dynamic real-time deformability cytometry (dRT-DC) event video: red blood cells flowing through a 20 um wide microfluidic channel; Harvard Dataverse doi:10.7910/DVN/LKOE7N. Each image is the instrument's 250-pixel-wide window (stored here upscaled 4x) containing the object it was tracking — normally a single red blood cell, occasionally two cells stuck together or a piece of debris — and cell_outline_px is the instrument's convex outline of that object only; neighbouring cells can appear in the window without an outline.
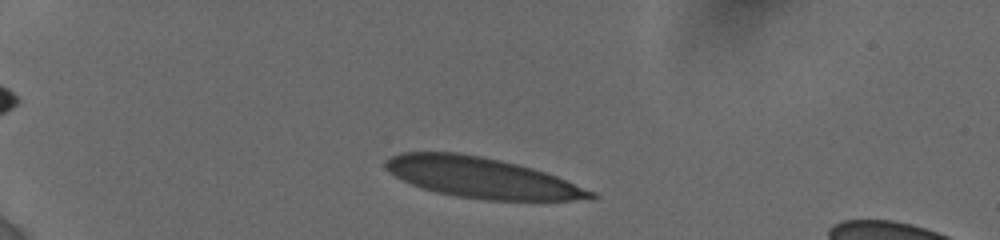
{"species": "human", "species_latin": "Homo sapiens", "temperature_condition": "cold", "stored_images_in_passage": 12, "camera_frame_rate_fps": 3000, "um_per_image_px": 0.085, "donor": {"sex": "female"}, "frame": {"image": 1, "passage_image": 1, "time_ms": 0.0, "image_size_px": [1000, 240], "cell_outline_px": [[600, 196], [596, 200], [484, 200], [456, 196], [436, 192], [420, 188], [388, 172], [384, 164], [392, 156], [400, 152], [456, 152], [480, 156], [500, 160], [532, 168], [556, 176], [596, 192]], "centroid_in_image_um": [40.99, 15.12], "position_along_channel_um": 44.0, "area_um2": 48.38}}
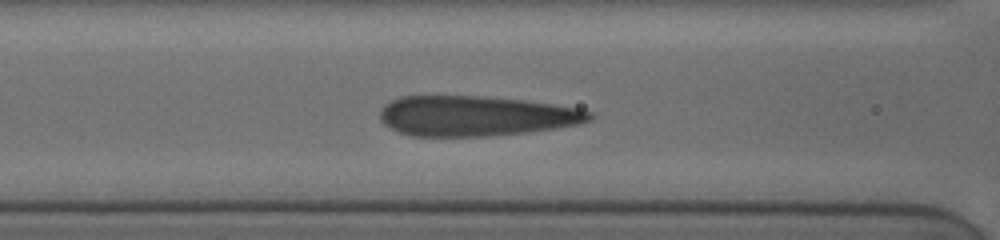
{"frame": {"image": 2, "passage_image": 9, "time_ms": 3.667, "image_size_px": [1000, 240], "cell_outline_px": [[592, 120], [580, 124], [528, 132], [488, 136], [412, 136], [388, 128], [380, 120], [380, 112], [384, 104], [400, 96], [484, 96], [520, 100], [552, 104], [576, 108], [592, 112]], "centroid_in_image_um": [40.41, 9.86], "position_along_channel_um": 126.2, "area_um2": 49.01}}
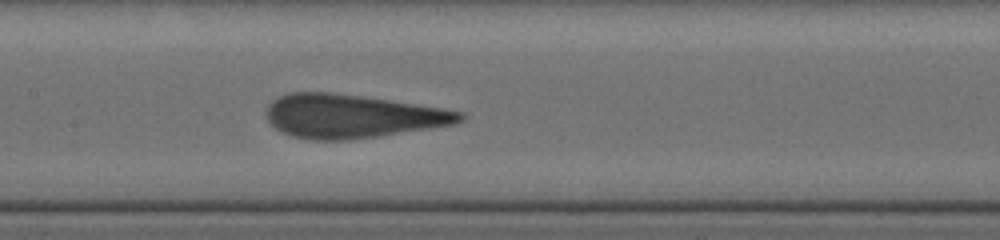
{"frame": {"image": 3, "passage_image": 12, "time_ms": 5.0, "image_size_px": [1000, 240], "cell_outline_px": [[464, 120], [456, 124], [376, 136], [348, 140], [308, 140], [292, 136], [276, 128], [268, 120], [268, 104], [272, 100], [288, 92], [332, 92], [388, 100], [440, 108], [464, 112]], "centroid_in_image_um": [29.91, 9.87], "position_along_channel_um": 177.5, "area_um2": 48.67}}